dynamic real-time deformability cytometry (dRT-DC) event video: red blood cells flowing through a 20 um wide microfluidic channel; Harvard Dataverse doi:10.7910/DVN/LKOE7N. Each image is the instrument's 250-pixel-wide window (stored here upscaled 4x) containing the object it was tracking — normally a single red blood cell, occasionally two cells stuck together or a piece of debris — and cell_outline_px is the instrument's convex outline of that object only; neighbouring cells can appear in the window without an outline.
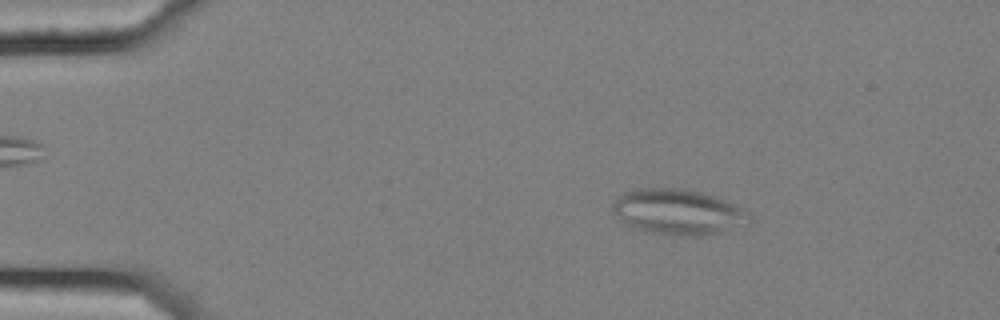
{"species": "common noctule bat (a hibernating species)", "species_latin": "Nyctalus noctula", "temperature_condition": "cold", "stored_images_in_passage": 4, "camera_frame_rate_fps": 3000, "um_per_image_px": 0.085, "animal": {"sex": "female", "body_mass_g": 25.1}, "frame": {"image": 1, "passage_image": 2, "time_ms": 0.333, "image_size_px": [1000, 320], "cell_outline_px": [[752, 220], [720, 232], [708, 236], [672, 236], [632, 228], [612, 212], [612, 204], [624, 192], [636, 188], [676, 188], [700, 192], [716, 196], [728, 200], [744, 208], [752, 216]], "centroid_in_image_um": [57.65, 18.01], "position_along_channel_um": 27.4, "area_um2": 36.41}}